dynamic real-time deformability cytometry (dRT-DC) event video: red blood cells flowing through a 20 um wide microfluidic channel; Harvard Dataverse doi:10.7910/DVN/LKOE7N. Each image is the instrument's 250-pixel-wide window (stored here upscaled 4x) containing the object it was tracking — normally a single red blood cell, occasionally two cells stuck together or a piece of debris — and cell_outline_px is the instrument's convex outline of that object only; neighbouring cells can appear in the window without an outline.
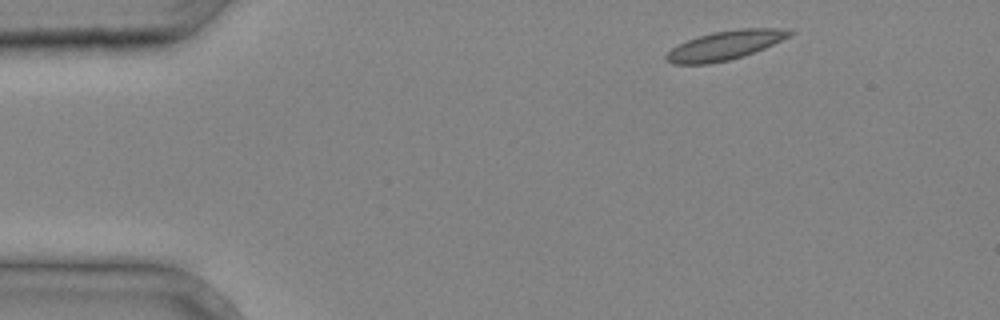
{"species": "common noctule bat (a hibernating species)", "species_latin": "Nyctalus noctula", "temperature_condition": "cold", "stored_images_in_passage": 4, "camera_frame_rate_fps": 3000, "um_per_image_px": 0.085, "animal": {"sex": "male", "body_mass_g": 20.4}, "frame": {"image": 1, "passage_image": 1, "time_ms": 0.0, "image_size_px": [1000, 320], "cell_outline_px": [[796, 32], [764, 48], [728, 60], [708, 64], [672, 64], [664, 60], [664, 56], [672, 48], [688, 40], [712, 32], [740, 28], [776, 28]], "centroid_in_image_um": [61.56, 3.86], "position_along_channel_um": 23.4, "area_um2": 20.46}}
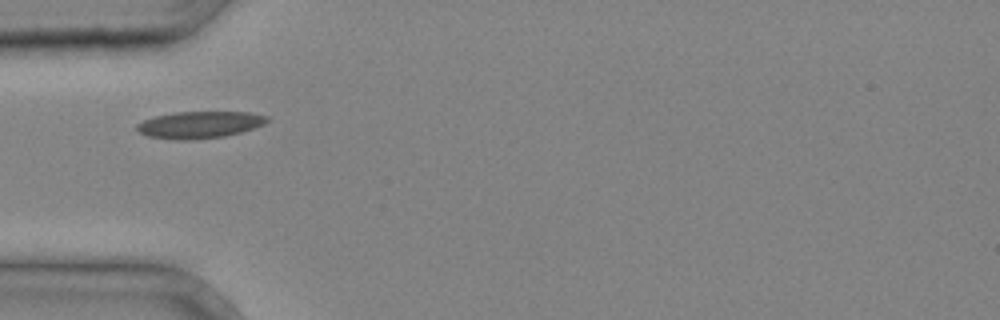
{"frame": {"image": 2, "passage_image": 3, "time_ms": 0.667, "image_size_px": [1000, 320], "cell_outline_px": [[268, 120], [264, 124], [240, 132], [224, 136], [192, 140], [176, 140], [148, 136], [140, 132], [136, 128], [136, 124], [144, 120], [156, 116], [176, 112], [252, 112], [268, 116]], "centroid_in_image_um": [16.96, 10.6], "position_along_channel_um": 68.0, "area_um2": 20.29}}